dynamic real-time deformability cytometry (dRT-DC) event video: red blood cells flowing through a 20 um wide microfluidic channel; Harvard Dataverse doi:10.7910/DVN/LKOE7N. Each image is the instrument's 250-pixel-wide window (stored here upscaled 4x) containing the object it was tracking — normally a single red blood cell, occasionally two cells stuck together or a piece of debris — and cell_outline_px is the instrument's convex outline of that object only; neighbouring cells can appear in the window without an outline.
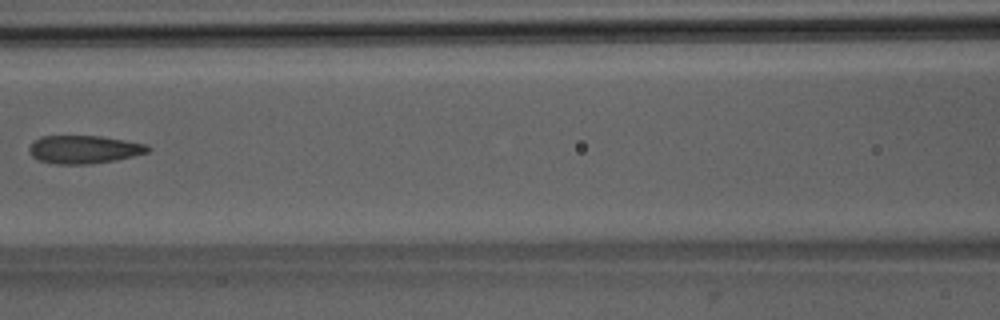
{"species": "Egyptian fruit bat (a non-hibernating species)", "species_latin": "Rousettus aegyptiacus", "temperature_condition": "room temperature", "stored_images_in_passage": 6, "camera_frame_rate_fps": 3000, "um_per_image_px": 0.085, "animal": {"sex": "male"}, "frame": {"image": 1, "passage_image": 6, "time_ms": 5.667, "image_size_px": [1000, 320], "cell_outline_px": [[152, 148], [148, 152], [116, 160], [88, 164], [56, 164], [40, 160], [32, 156], [28, 152], [28, 148], [40, 136], [100, 136], [124, 140], [144, 144]], "centroid_in_image_um": [7.13, 12.7], "position_along_channel_um": 159.5, "area_um2": 19.25}}